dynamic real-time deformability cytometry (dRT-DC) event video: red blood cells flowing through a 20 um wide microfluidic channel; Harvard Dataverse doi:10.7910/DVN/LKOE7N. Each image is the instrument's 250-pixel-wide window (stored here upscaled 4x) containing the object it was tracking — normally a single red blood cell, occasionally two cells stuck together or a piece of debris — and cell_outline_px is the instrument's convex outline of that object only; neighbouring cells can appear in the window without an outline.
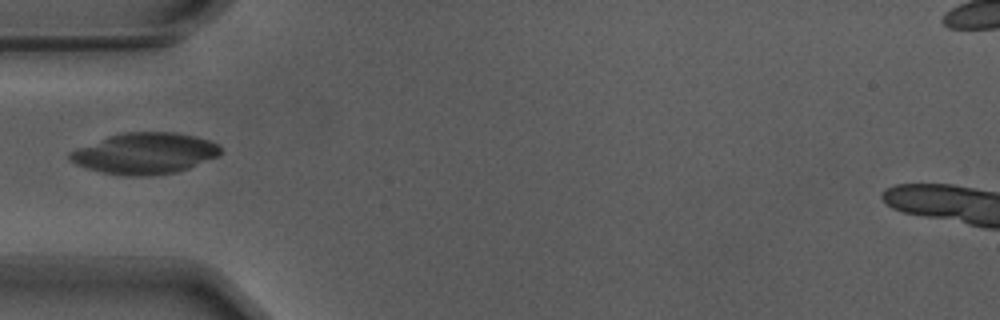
{"species": "Egyptian fruit bat (a non-hibernating species)", "species_latin": "Rousettus aegyptiacus", "temperature_condition": "warm", "stored_images_in_passage": 5, "camera_frame_rate_fps": 3000, "um_per_image_px": 0.085, "animal": {"sex": "male"}, "frame": {"image": 1, "passage_image": 1, "time_ms": 0.0, "image_size_px": [1000, 320], "cell_outline_px": [[220, 152], [216, 156], [188, 168], [176, 172], [152, 176], [124, 176], [104, 172], [88, 168], [76, 164], [68, 160], [68, 152], [112, 136], [124, 132], [172, 132], [196, 136], [208, 140], [216, 144], [220, 148]], "centroid_in_image_um": [12.3, 13.05], "position_along_channel_um": 72.7, "area_um2": 35.49}}